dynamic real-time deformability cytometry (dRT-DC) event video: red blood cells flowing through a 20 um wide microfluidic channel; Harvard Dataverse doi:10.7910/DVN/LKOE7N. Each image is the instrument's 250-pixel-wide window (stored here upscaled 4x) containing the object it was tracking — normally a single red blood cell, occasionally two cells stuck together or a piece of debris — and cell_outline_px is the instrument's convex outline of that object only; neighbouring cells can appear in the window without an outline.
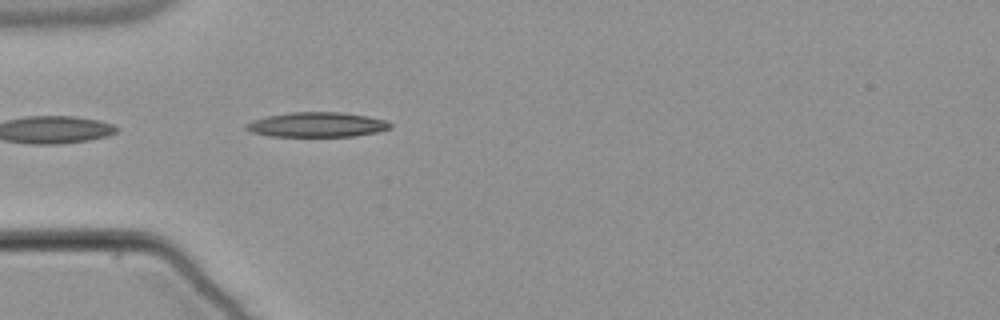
{"species": "common noctule bat (a hibernating species)", "species_latin": "Nyctalus noctula", "temperature_condition": "warm", "stored_images_in_passage": 14, "camera_frame_rate_fps": 3000, "um_per_image_px": 0.085, "animal": {"sex": "male", "body_mass_g": 21.5, "forearm_length_mm": 52.0}, "frame": {"image": 1, "passage_image": 3, "time_ms": 0.667, "image_size_px": [1000, 320], "cell_outline_px": [[392, 128], [376, 132], [356, 136], [272, 136], [252, 132], [244, 128], [244, 124], [252, 120], [268, 116], [292, 112], [340, 112], [368, 116], [388, 120], [392, 124]], "centroid_in_image_um": [26.97, 10.59], "position_along_channel_um": 58.0, "area_um2": 20.87}}